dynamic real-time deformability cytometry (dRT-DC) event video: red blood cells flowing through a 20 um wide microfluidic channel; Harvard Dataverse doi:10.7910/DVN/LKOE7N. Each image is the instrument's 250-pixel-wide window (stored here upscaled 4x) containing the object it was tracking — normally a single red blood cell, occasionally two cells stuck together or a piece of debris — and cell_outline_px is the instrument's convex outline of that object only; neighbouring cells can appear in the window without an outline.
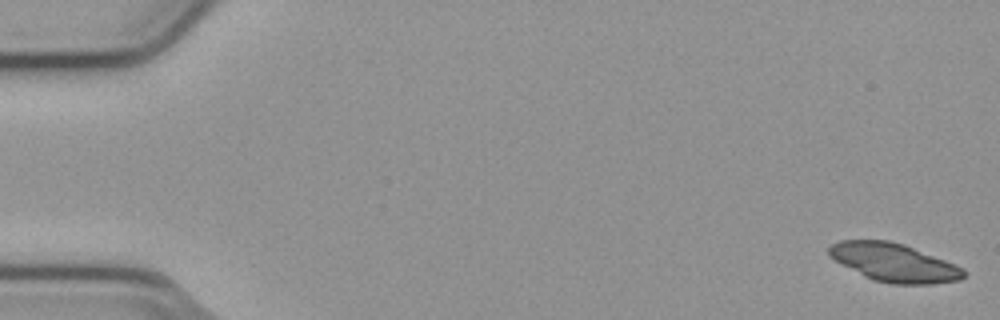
{"species": "common noctule bat (a hibernating species)", "species_latin": "Nyctalus noctula", "temperature_condition": "cold", "stored_images_in_passage": 56, "camera_frame_rate_fps": 3000, "um_per_image_px": 0.085, "animal": {"sex": "male", "body_mass_g": 23.1, "forearm_length_mm": 52.7}, "frame": {"image": 1, "passage_image": 1, "time_ms": 0.0, "image_size_px": [1000, 320], "cell_outline_px": [[964, 276], [960, 280], [932, 284], [892, 284], [872, 280], [864, 276], [828, 256], [828, 248], [832, 244], [840, 240], [888, 240], [904, 244], [964, 268]], "centroid_in_image_um": [75.97, 22.32], "position_along_channel_um": 9.0, "area_um2": 29.88}}
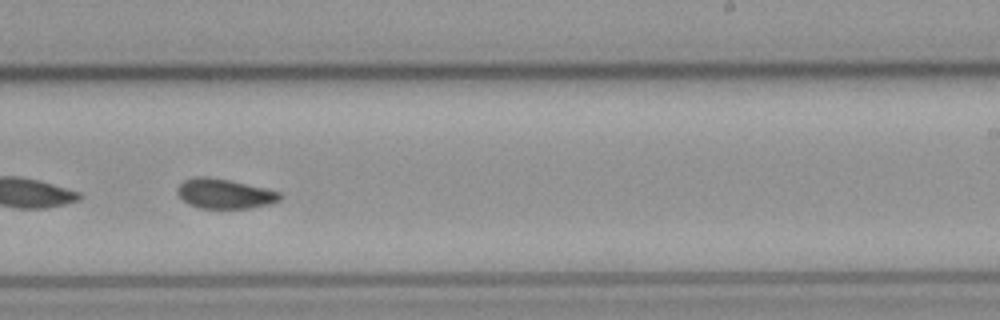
{"frame": {"image": 2, "passage_image": 34, "time_ms": 11.0, "image_size_px": [1000, 320], "cell_outline_px": [[284, 196], [280, 200], [272, 204], [248, 208], [200, 208], [188, 204], [176, 192], [176, 188], [184, 180], [196, 176], [208, 176], [228, 180], [264, 188], [280, 192]], "centroid_in_image_um": [19.09, 16.46], "position_along_channel_um": 269.9, "area_um2": 17.8}, "authors_computed_cell_mechanics": {"area_um2": 18.2937, "velocity_mm_per_s": 3.7858, "shape_relaxation_time_tau1_ms": 3.1726, "shape_relaxation_time_tau2_ms": 2.5763, "deformation_change_tau1": 0.1102, "deformation_change_tau2": 0.0742}}